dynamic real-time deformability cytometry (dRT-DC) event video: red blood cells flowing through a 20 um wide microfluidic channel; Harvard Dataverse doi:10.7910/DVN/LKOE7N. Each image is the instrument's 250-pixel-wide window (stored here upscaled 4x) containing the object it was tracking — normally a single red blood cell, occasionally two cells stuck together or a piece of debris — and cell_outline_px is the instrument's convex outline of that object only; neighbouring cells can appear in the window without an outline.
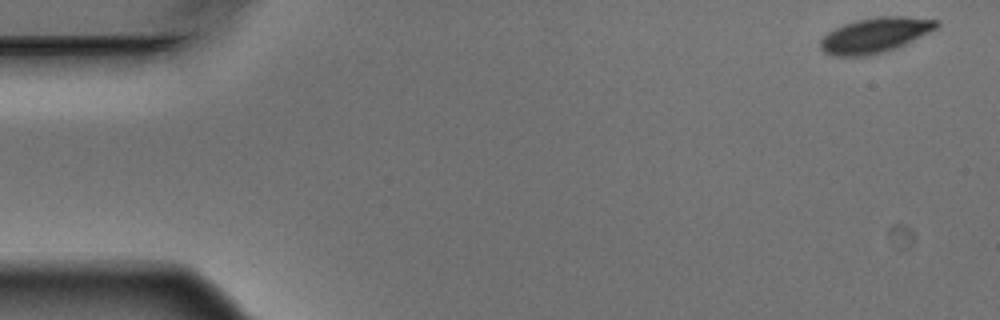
{"species": "Egyptian fruit bat (a non-hibernating species)", "species_latin": "Rousettus aegyptiacus", "temperature_condition": "warm", "stored_images_in_passage": 4, "camera_frame_rate_fps": 3000, "um_per_image_px": 0.085, "animal": {"sex": "male"}, "frame": {"image": 1, "passage_image": 1, "time_ms": 0.0, "image_size_px": [1000, 320], "cell_outline_px": [[940, 24], [936, 28], [908, 44], [884, 52], [864, 56], [832, 56], [824, 52], [820, 48], [820, 40], [828, 32], [844, 24], [856, 20], [880, 16], [904, 16], [936, 20]], "centroid_in_image_um": [74.38, 3.0], "position_along_channel_um": 10.6, "area_um2": 23.76}}
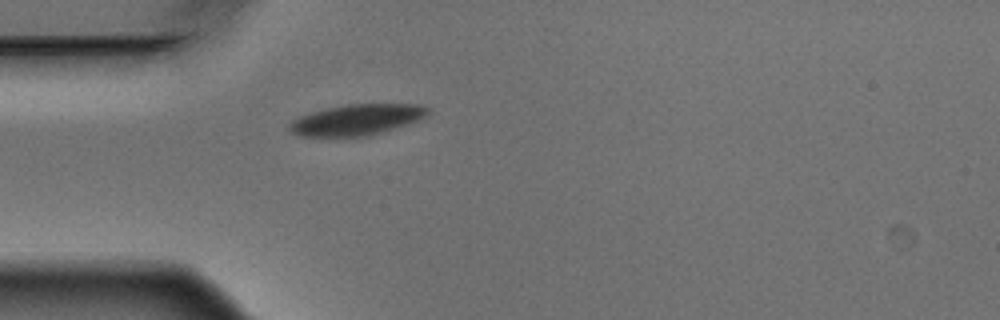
{"frame": {"image": 2, "passage_image": 4, "time_ms": 1.0, "image_size_px": [1000, 320], "cell_outline_px": [[432, 108], [424, 116], [408, 124], [368, 136], [300, 136], [292, 132], [288, 128], [288, 124], [292, 120], [300, 116], [312, 112], [328, 108], [348, 104], [420, 104]], "centroid_in_image_um": [30.32, 10.17], "position_along_channel_um": 54.7, "area_um2": 24.68}}